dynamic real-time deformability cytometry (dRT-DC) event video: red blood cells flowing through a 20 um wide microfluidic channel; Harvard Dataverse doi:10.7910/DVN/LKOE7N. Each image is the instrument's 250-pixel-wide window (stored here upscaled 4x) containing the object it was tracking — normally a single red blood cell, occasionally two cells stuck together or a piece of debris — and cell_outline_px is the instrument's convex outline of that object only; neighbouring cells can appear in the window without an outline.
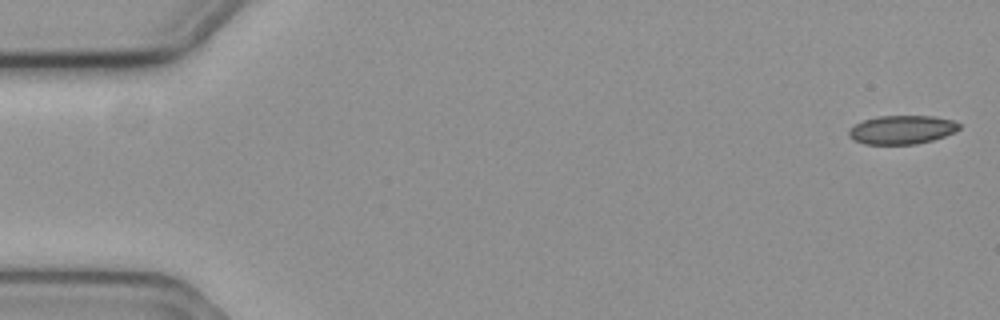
{"species": "common noctule bat (a hibernating species)", "species_latin": "Nyctalus noctula", "temperature_condition": "cold", "stored_images_in_passage": 9, "camera_frame_rate_fps": 3000, "um_per_image_px": 0.085, "animal": {"sex": "female", "body_mass_g": 19.3, "forearm_length_mm": 54.1}, "frame": {"image": 1, "passage_image": 1, "time_ms": 0.0, "image_size_px": [1000, 320], "cell_outline_px": [[960, 128], [956, 132], [932, 140], [916, 144], [864, 144], [852, 140], [848, 136], [848, 128], [864, 120], [876, 116], [932, 116], [952, 120], [960, 124]], "centroid_in_image_um": [76.63, 11.03], "position_along_channel_um": 8.4, "area_um2": 18.55}}
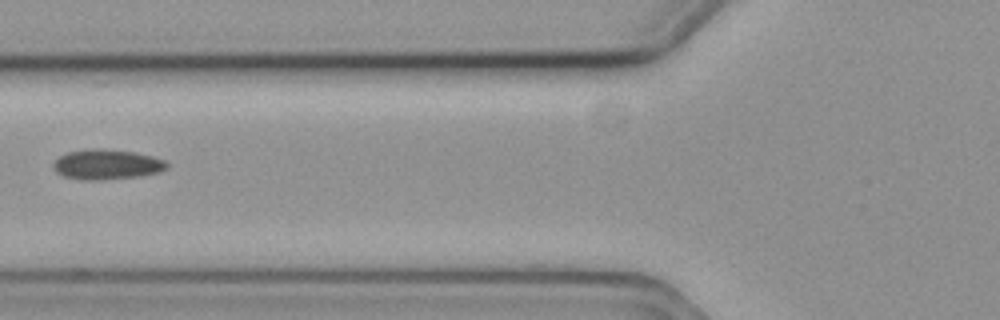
{"frame": {"image": 2, "passage_image": 6, "time_ms": 1.667, "image_size_px": [1000, 320], "cell_outline_px": [[168, 168], [160, 172], [140, 176], [100, 180], [80, 180], [64, 176], [56, 172], [52, 164], [60, 156], [68, 152], [92, 148], [104, 148], [136, 152], [152, 156], [164, 160], [168, 164]], "centroid_in_image_um": [9.09, 13.97], "position_along_channel_um": 116.7, "area_um2": 20.06}}
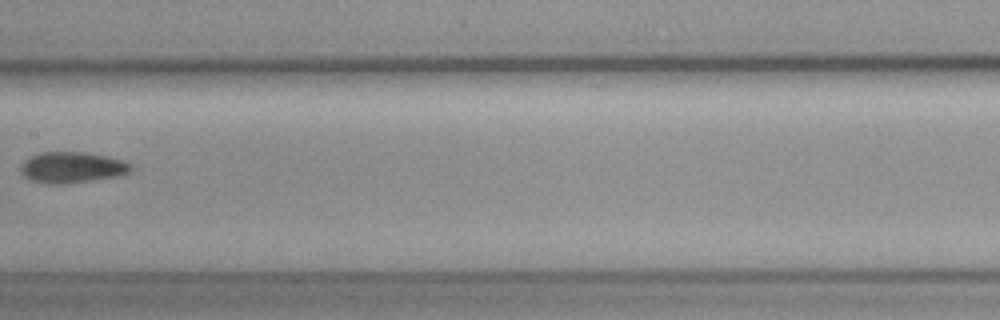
{"frame": {"image": 3, "passage_image": 8, "time_ms": 2.333, "image_size_px": [1000, 320], "cell_outline_px": [[132, 168], [128, 172], [116, 176], [60, 184], [48, 184], [32, 180], [24, 176], [20, 172], [20, 164], [24, 160], [40, 152], [84, 152], [108, 156], [124, 160], [132, 164]], "centroid_in_image_um": [6.09, 14.21], "position_along_channel_um": 201.3, "area_um2": 19.77}}